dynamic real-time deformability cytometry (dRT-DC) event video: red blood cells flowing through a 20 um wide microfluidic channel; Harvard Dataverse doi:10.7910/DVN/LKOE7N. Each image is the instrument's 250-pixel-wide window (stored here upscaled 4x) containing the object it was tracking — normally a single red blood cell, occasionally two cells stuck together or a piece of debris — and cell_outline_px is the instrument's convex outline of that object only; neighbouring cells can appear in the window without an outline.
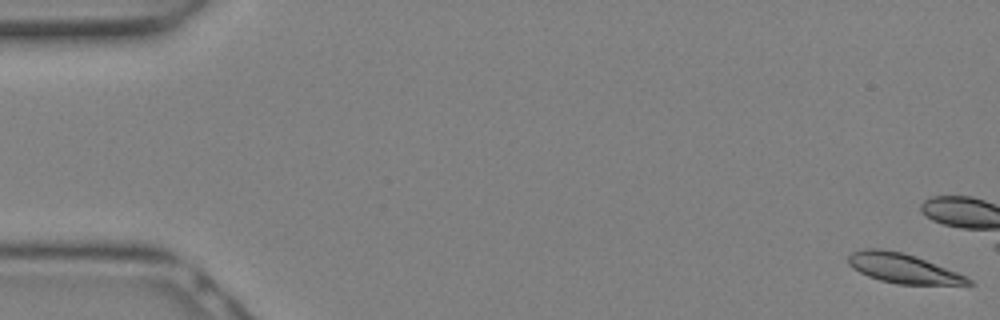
{"species": "Egyptian fruit bat (a non-hibernating species)", "species_latin": "Rousettus aegyptiacus", "temperature_condition": "warm", "stored_images_in_passage": 8, "camera_frame_rate_fps": 3000, "um_per_image_px": 0.085, "animal": {"sex": "female"}, "frame": {"image": 1, "passage_image": 1, "time_ms": 0.0, "image_size_px": [1000, 320], "cell_outline_px": [[976, 284], [896, 284], [880, 280], [868, 276], [852, 268], [848, 264], [848, 256], [852, 252], [868, 248], [880, 248], [900, 252], [924, 260], [956, 272], [972, 280]], "centroid_in_image_um": [76.69, 22.81], "position_along_channel_um": 8.3, "area_um2": 20.17}}